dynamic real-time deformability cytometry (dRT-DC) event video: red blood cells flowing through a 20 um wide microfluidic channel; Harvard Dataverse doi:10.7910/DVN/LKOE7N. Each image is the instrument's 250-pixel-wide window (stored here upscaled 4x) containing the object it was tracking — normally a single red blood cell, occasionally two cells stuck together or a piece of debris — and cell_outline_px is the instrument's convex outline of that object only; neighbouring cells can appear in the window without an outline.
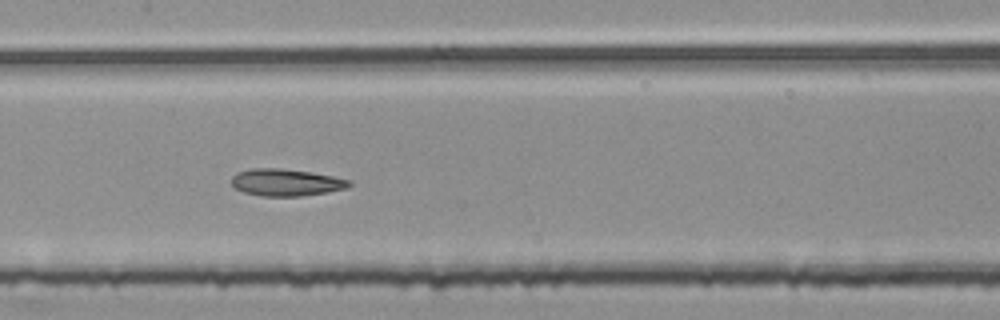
{"species": "common noctule bat (a hibernating species)", "species_latin": "Nyctalus noctula", "temperature_condition": "room temperature", "stored_images_in_passage": 53, "segment_of_instrument_passage": [2, 2], "camera_frame_rate_fps": 3000, "um_per_image_px": 0.085, "animal": {"sex": "female", "body_mass_g": 25.1}, "frame": {"image": 1, "passage_image": 27, "time_ms": 8.667, "image_size_px": [1000, 320], "cell_outline_px": [[352, 184], [348, 188], [300, 196], [260, 196], [244, 192], [236, 188], [232, 184], [232, 176], [236, 172], [252, 168], [280, 168], [312, 172], [352, 180]], "centroid_in_image_um": [24.32, 15.49], "position_along_channel_um": 183.1, "area_um2": 18.55}}
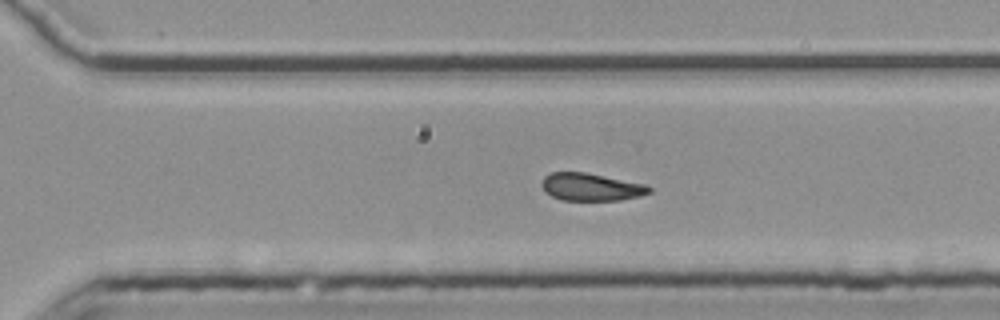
{"frame": {"image": 2, "passage_image": 38, "time_ms": 12.333, "image_size_px": [1000, 320], "cell_outline_px": [[652, 192], [640, 196], [620, 200], [560, 200], [552, 196], [540, 184], [544, 176], [548, 172], [584, 172], [644, 184], [652, 188]], "centroid_in_image_um": [50.23, 15.89], "position_along_channel_um": 320.4, "area_um2": 17.17}}
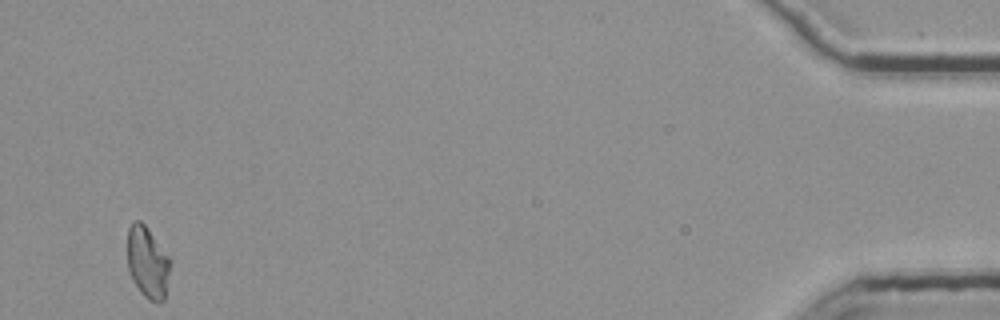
{"frame": {"image": 3, "passage_image": 53, "time_ms": 17.333, "image_size_px": [1000, 320], "cell_outline_px": [[172, 260], [164, 300], [160, 304], [156, 304], [148, 300], [140, 292], [132, 280], [128, 268], [128, 228], [132, 220], [140, 220], [144, 224]], "centroid_in_image_um": [12.56, 22.34], "position_along_channel_um": 422.6, "area_um2": 18.15}}